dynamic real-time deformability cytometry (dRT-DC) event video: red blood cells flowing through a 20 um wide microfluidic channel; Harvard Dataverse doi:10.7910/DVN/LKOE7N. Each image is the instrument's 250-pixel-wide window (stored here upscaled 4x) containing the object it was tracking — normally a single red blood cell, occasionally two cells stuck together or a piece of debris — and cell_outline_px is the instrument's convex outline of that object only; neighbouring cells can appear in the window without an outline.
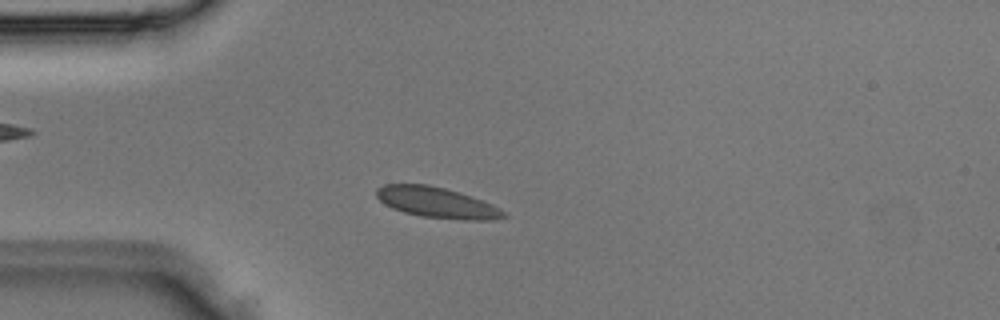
{"species": "Egyptian fruit bat (a non-hibernating species)", "species_latin": "Rousettus aegyptiacus", "temperature_condition": "room temperature", "stored_images_in_passage": 3, "camera_frame_rate_fps": 3000, "um_per_image_px": 0.085, "animal": {"sex": "male"}, "frame": {"image": 1, "passage_image": 3, "time_ms": 0.667, "image_size_px": [1000, 320], "cell_outline_px": [[508, 216], [496, 220], [464, 220], [420, 216], [404, 212], [392, 208], [384, 204], [376, 196], [376, 188], [384, 184], [428, 184], [460, 192], [472, 196], [492, 204], [500, 208]], "centroid_in_image_um": [37.14, 17.22], "position_along_channel_um": 47.9, "area_um2": 22.89}}